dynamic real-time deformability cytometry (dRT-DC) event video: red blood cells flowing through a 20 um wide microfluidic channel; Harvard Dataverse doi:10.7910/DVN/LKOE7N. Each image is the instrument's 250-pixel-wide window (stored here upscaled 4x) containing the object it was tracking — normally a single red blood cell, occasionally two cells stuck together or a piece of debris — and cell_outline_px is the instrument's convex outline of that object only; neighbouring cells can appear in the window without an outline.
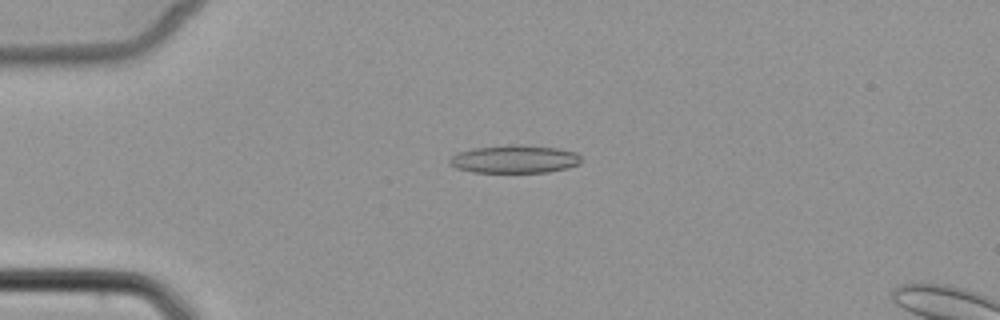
{"species": "common noctule bat (a hibernating species)", "species_latin": "Nyctalus noctula", "temperature_condition": "cold", "stored_images_in_passage": 7, "camera_frame_rate_fps": 3000, "um_per_image_px": 0.085, "animal": {"sex": "female", "body_mass_g": 22.7, "forearm_length_mm": 54.2}, "frame": {"image": 1, "passage_image": 4, "time_ms": 3.667, "image_size_px": [1000, 320], "cell_outline_px": [[580, 164], [568, 168], [548, 172], [472, 172], [456, 168], [448, 164], [448, 160], [456, 152], [472, 148], [508, 144], [520, 144], [560, 148], [576, 152], [580, 156]], "centroid_in_image_um": [43.72, 13.51], "position_along_channel_um": 41.3, "area_um2": 21.85}}
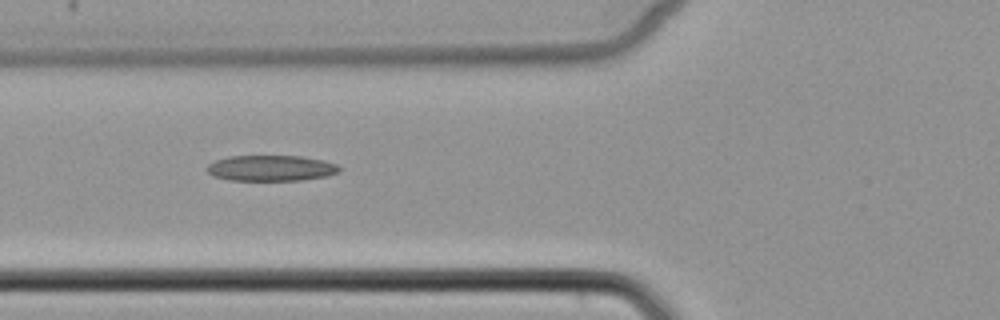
{"frame": {"image": 2, "passage_image": 6, "time_ms": 6.0, "image_size_px": [1000, 320], "cell_outline_px": [[340, 172], [328, 176], [300, 180], [228, 180], [212, 176], [208, 172], [208, 164], [216, 160], [228, 156], [300, 156], [324, 160], [336, 164], [340, 168]], "centroid_in_image_um": [23.05, 14.29], "position_along_channel_um": 102.8, "area_um2": 19.88}}
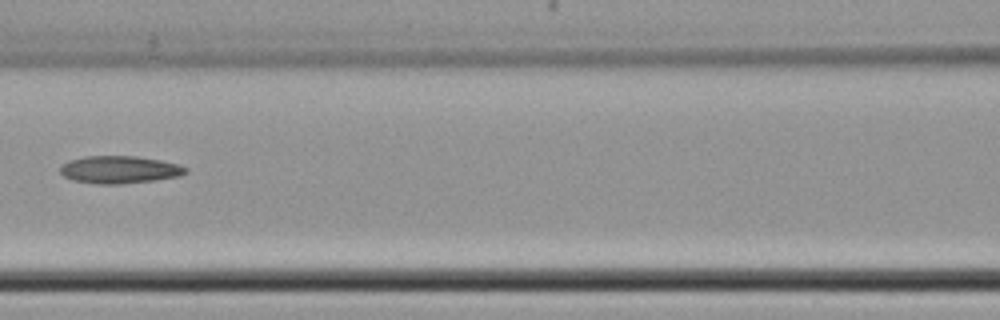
{"frame": {"image": 3, "passage_image": 7, "time_ms": 7.333, "image_size_px": [1000, 320], "cell_outline_px": [[188, 172], [180, 176], [152, 180], [120, 184], [96, 184], [72, 180], [64, 176], [60, 172], [60, 164], [68, 160], [84, 156], [136, 156], [160, 160], [180, 164], [188, 168]], "centroid_in_image_um": [10.14, 14.41], "position_along_channel_um": 156.5, "area_um2": 20.29}}